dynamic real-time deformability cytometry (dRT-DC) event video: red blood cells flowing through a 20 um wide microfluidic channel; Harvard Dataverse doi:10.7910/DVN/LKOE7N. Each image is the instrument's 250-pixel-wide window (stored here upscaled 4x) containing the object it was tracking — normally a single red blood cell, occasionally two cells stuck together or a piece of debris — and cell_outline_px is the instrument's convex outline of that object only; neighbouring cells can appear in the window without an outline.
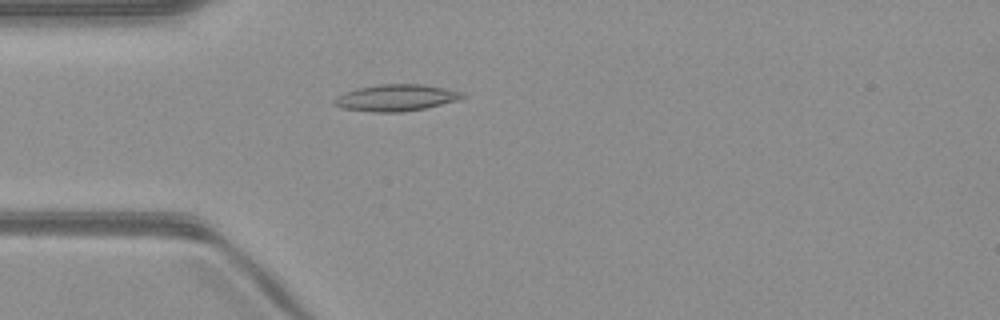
{"species": "common noctule bat (a hibernating species)", "species_latin": "Nyctalus noctula", "temperature_condition": "warm", "stored_images_in_passage": 50, "camera_frame_rate_fps": 3000, "um_per_image_px": 0.085, "animal": {"sex": "male", "body_mass_g": 23.1, "forearm_length_mm": 52.7}, "frame": {"image": 1, "passage_image": 14, "time_ms": 4.333, "image_size_px": [1000, 320], "cell_outline_px": [[468, 96], [456, 100], [424, 108], [400, 112], [372, 112], [340, 108], [332, 104], [332, 100], [336, 96], [344, 92], [356, 88], [380, 84], [420, 84], [444, 88], [464, 92]], "centroid_in_image_um": [33.6, 8.3], "position_along_channel_um": 51.4, "area_um2": 19.94}}
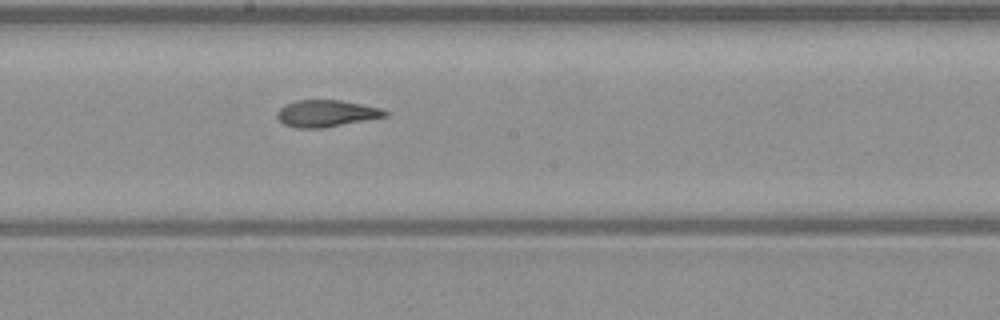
{"frame": {"image": 2, "passage_image": 27, "time_ms": 8.667, "image_size_px": [1000, 320], "cell_outline_px": [[388, 116], [324, 128], [296, 128], [284, 124], [276, 116], [276, 112], [284, 104], [296, 100], [340, 100], [380, 108], [388, 112]], "centroid_in_image_um": [27.7, 9.64], "position_along_channel_um": 220.5, "area_um2": 16.88}}
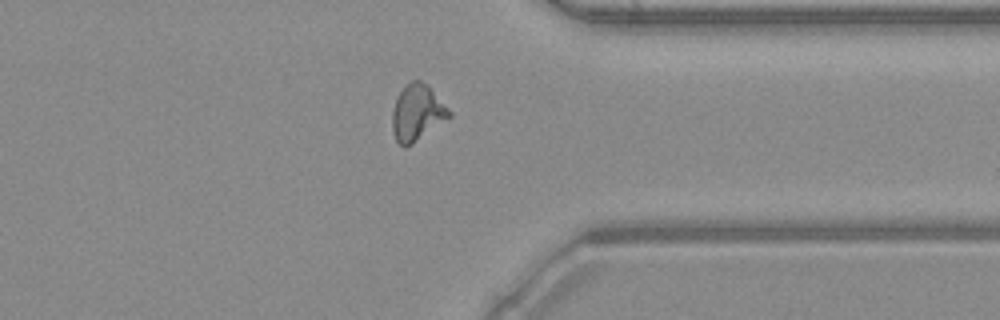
{"frame": {"image": 3, "passage_image": 39, "time_ms": 12.667, "image_size_px": [1000, 320], "cell_outline_px": [[452, 116], [412, 144], [404, 148], [396, 140], [392, 128], [392, 112], [396, 100], [404, 84], [412, 80], [420, 80], [428, 84], [452, 112]], "centroid_in_image_um": [35.47, 9.56], "position_along_channel_um": 375.9, "area_um2": 18.73}, "authors_computed_cell_mechanics": {"area_um2": 18.0625, "velocity_mm_per_s": 4.0532, "shape_relaxation_time_tau1_ms": null, "shape_relaxation_time_tau2_ms": 2.942, "deformation_change_tau1": null, "deformation_change_tau2": 0.1232}}